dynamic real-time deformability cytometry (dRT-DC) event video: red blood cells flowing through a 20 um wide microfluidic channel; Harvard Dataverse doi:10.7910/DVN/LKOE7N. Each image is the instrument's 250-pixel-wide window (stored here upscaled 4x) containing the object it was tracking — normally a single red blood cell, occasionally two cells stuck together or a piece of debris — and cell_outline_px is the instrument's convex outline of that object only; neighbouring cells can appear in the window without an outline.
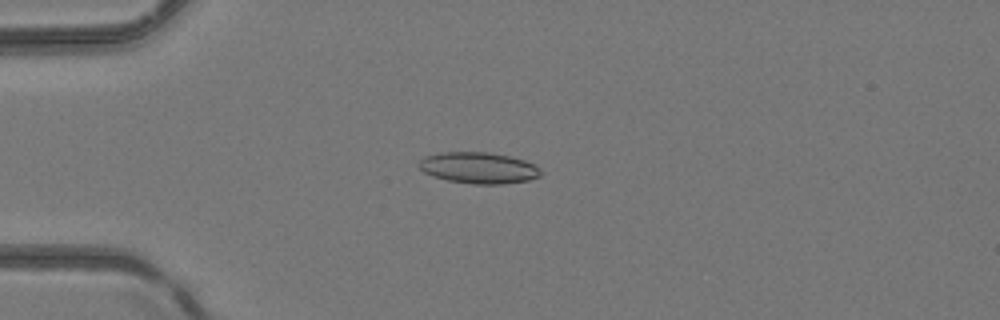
{"species": "common noctule bat (a hibernating species)", "species_latin": "Nyctalus noctula", "temperature_condition": "room temperature", "stored_images_in_passage": 5, "camera_frame_rate_fps": 3000, "um_per_image_px": 0.085, "animal": {"sex": "female", "body_mass_g": 24.6, "forearm_length_mm": 56.2}, "frame": {"image": 1, "passage_image": 4, "time_ms": 4.333, "image_size_px": [1000, 320], "cell_outline_px": [[540, 176], [528, 180], [504, 184], [472, 184], [448, 180], [424, 172], [416, 164], [424, 156], [440, 152], [488, 152], [508, 156], [524, 160], [540, 168]], "centroid_in_image_um": [40.66, 14.26], "position_along_channel_um": 44.3, "area_um2": 22.08}}